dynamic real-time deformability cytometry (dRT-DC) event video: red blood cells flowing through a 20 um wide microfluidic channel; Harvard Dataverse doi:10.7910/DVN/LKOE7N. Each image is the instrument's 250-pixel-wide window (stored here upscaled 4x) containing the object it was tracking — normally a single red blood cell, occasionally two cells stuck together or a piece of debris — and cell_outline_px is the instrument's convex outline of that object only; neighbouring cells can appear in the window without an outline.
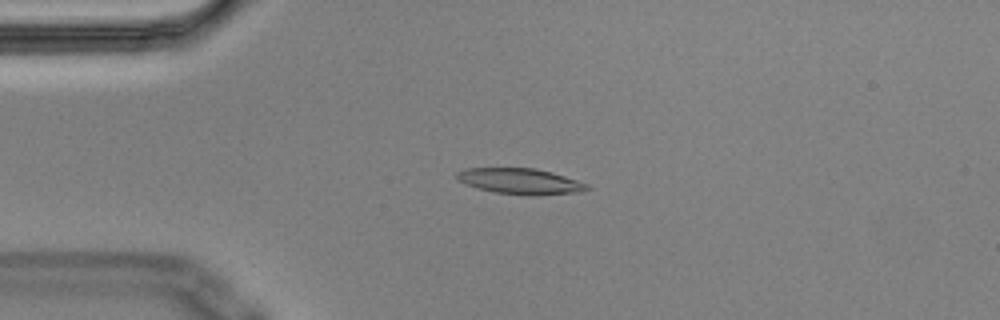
{"species": "Egyptian fruit bat (a non-hibernating species)", "species_latin": "Rousettus aegyptiacus", "temperature_condition": "cold", "stored_images_in_passage": 9, "camera_frame_rate_fps": 3000, "um_per_image_px": 0.085, "animal": {"sex": "male"}, "frame": {"image": 1, "passage_image": 3, "time_ms": 0.667, "image_size_px": [1000, 320], "cell_outline_px": [[588, 188], [580, 192], [496, 192], [476, 188], [460, 180], [456, 176], [456, 172], [464, 168], [536, 168], [552, 172], [588, 184]], "centroid_in_image_um": [44.13, 15.33], "position_along_channel_um": 40.9, "area_um2": 18.21}}
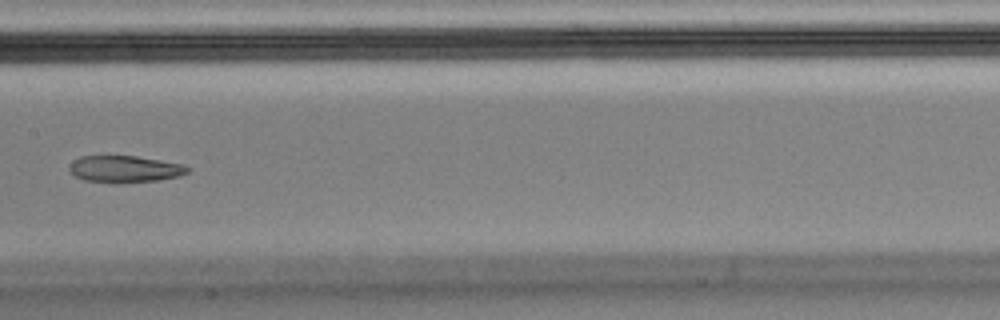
{"frame": {"image": 2, "passage_image": 7, "time_ms": 2.0, "image_size_px": [1000, 320], "cell_outline_px": [[192, 168], [188, 172], [180, 176], [160, 180], [84, 180], [76, 176], [68, 168], [72, 160], [80, 156], [136, 156], [160, 160], [180, 164]], "centroid_in_image_um": [10.63, 14.32], "position_along_channel_um": 196.8, "area_um2": 17.57}}
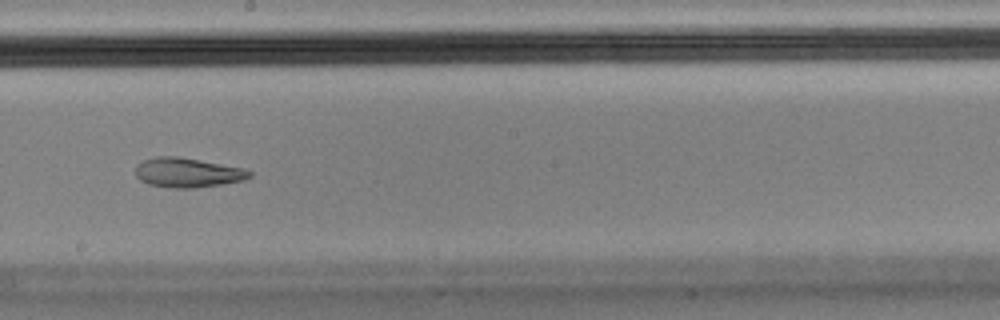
{"frame": {"image": 3, "passage_image": 8, "time_ms": 2.333, "image_size_px": [1000, 320], "cell_outline_px": [[252, 176], [244, 180], [224, 184], [192, 188], [172, 188], [148, 184], [140, 180], [136, 176], [136, 164], [144, 160], [156, 156], [176, 156], [220, 164], [240, 168], [252, 172]], "centroid_in_image_um": [15.91, 14.68], "position_along_channel_um": 232.3, "area_um2": 19.48}}